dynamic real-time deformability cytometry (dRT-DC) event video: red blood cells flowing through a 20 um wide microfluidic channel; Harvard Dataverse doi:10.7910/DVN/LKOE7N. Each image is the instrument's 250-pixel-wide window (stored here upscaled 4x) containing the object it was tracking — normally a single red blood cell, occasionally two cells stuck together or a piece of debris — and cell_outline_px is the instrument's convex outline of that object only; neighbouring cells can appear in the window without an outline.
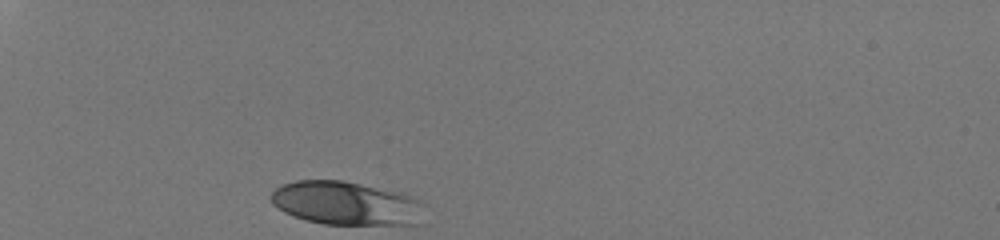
{"species": "human", "species_latin": "Homo sapiens", "temperature_condition": "room temperature", "stored_images_in_passage": 30, "camera_frame_rate_fps": 3000, "um_per_image_px": 0.085, "donor": {"sex": "male"}, "frame": {"image": 1, "passage_image": 1, "time_ms": 0.0, "image_size_px": [1000, 240], "cell_outline_px": [[424, 224], [324, 224], [292, 216], [284, 212], [272, 204], [268, 196], [276, 188], [284, 184], [296, 180], [340, 180], [392, 192], [408, 196], [416, 200]], "centroid_in_image_um": [29.29, 17.29], "position_along_channel_um": 55.7, "area_um2": 38.03}}
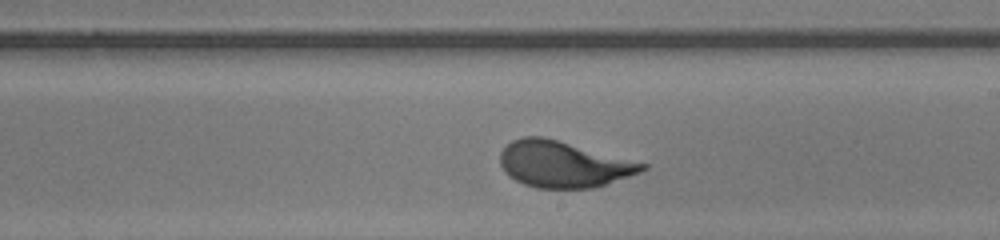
{"frame": {"image": 2, "passage_image": 18, "time_ms": 5.667, "image_size_px": [1000, 240], "cell_outline_px": [[648, 168], [640, 172], [596, 188], [536, 188], [524, 184], [516, 180], [504, 172], [500, 164], [500, 152], [512, 140], [524, 136], [544, 136], [648, 164]], "centroid_in_image_um": [47.88, 13.96], "position_along_channel_um": 241.1, "area_um2": 38.32}}
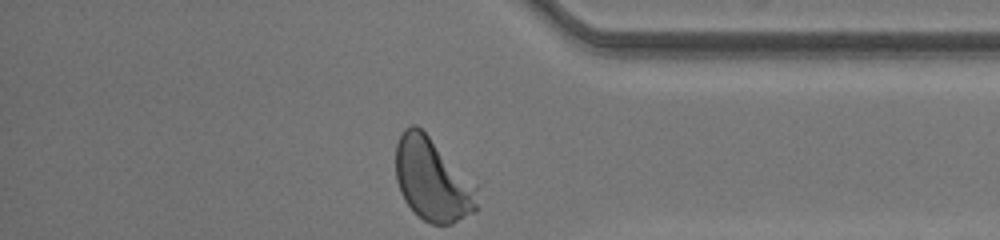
{"frame": {"image": 3, "passage_image": 30, "time_ms": 9.667, "image_size_px": [1000, 240], "cell_outline_px": [[476, 212], [452, 224], [432, 224], [424, 220], [404, 200], [400, 192], [396, 180], [396, 144], [404, 128], [412, 124], [416, 124], [428, 136], [476, 188]], "centroid_in_image_um": [36.7, 15.3], "position_along_channel_um": 398.5, "area_um2": 38.21}, "authors_computed_cell_mechanics": {"area_um2": 37.9746, "velocity_mm_per_s": 4.0565, "shape_relaxation_time_tau1_ms": 2.9025, "shape_relaxation_time_tau2_ms": null, "deformation_change_tau1": 0.1744, "deformation_change_tau2": null}}